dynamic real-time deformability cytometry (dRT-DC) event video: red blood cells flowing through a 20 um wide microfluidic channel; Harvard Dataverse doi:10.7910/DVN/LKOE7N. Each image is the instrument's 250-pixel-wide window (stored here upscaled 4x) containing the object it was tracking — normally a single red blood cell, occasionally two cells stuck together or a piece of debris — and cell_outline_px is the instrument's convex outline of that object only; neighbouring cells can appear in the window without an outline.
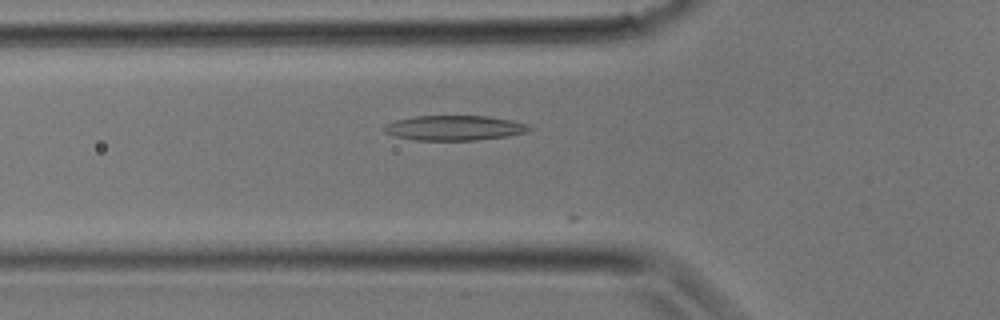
{"species": "common noctule bat (a hibernating species)", "species_latin": "Nyctalus noctula", "temperature_condition": "room temperature", "stored_images_in_passage": 7, "camera_frame_rate_fps": 3000, "um_per_image_px": 0.085, "animal": {"sex": "male", "body_mass_g": 17.9}, "frame": {"image": 1, "passage_image": 4, "time_ms": 1.0, "image_size_px": [1000, 320], "cell_outline_px": [[532, 128], [528, 132], [508, 136], [476, 140], [416, 140], [396, 136], [384, 132], [380, 128], [396, 120], [416, 116], [488, 116], [512, 120], [528, 124]], "centroid_in_image_um": [38.65, 10.87], "position_along_channel_um": 87.1, "area_um2": 21.1}}
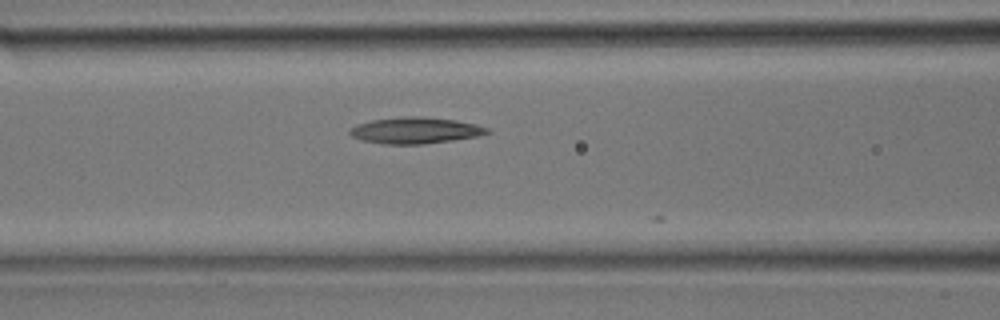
{"frame": {"image": 2, "passage_image": 6, "time_ms": 1.667, "image_size_px": [1000, 320], "cell_outline_px": [[492, 132], [480, 136], [424, 144], [384, 144], [360, 140], [352, 136], [348, 132], [356, 124], [372, 120], [404, 116], [420, 116], [456, 120], [476, 124], [488, 128]], "centroid_in_image_um": [35.32, 11.08], "position_along_channel_um": 131.3, "area_um2": 21.15}}